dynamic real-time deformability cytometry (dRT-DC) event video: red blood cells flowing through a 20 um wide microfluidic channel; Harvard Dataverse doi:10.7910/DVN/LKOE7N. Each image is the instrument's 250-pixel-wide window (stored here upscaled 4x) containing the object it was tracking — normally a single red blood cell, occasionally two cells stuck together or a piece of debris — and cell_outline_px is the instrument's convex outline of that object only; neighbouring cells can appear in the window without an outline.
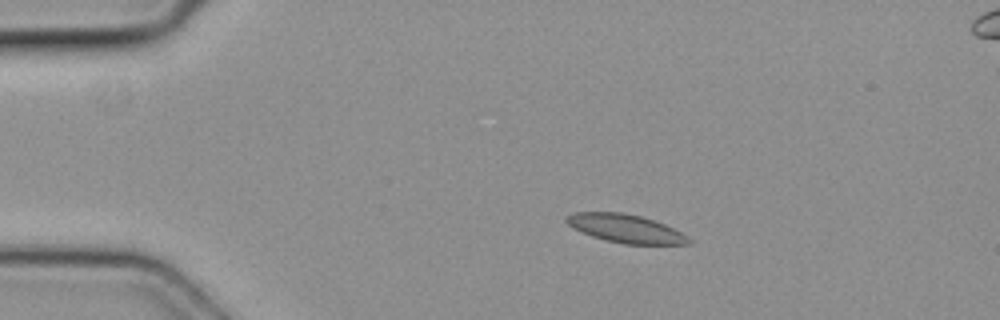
{"species": "common noctule bat (a hibernating species)", "species_latin": "Nyctalus noctula", "temperature_condition": "cold", "stored_images_in_passage": 3, "camera_frame_rate_fps": 3000, "um_per_image_px": 0.085, "animal": {"sex": "female", "body_mass_g": 19.3, "forearm_length_mm": 54.1}, "frame": {"image": 1, "passage_image": 1, "time_ms": 0.0, "image_size_px": [1000, 320], "cell_outline_px": [[692, 244], [624, 244], [592, 236], [580, 232], [572, 228], [564, 220], [564, 216], [572, 212], [624, 212], [640, 216], [664, 224], [688, 236], [692, 240]], "centroid_in_image_um": [53.13, 19.42], "position_along_channel_um": 31.9, "area_um2": 20.23}}